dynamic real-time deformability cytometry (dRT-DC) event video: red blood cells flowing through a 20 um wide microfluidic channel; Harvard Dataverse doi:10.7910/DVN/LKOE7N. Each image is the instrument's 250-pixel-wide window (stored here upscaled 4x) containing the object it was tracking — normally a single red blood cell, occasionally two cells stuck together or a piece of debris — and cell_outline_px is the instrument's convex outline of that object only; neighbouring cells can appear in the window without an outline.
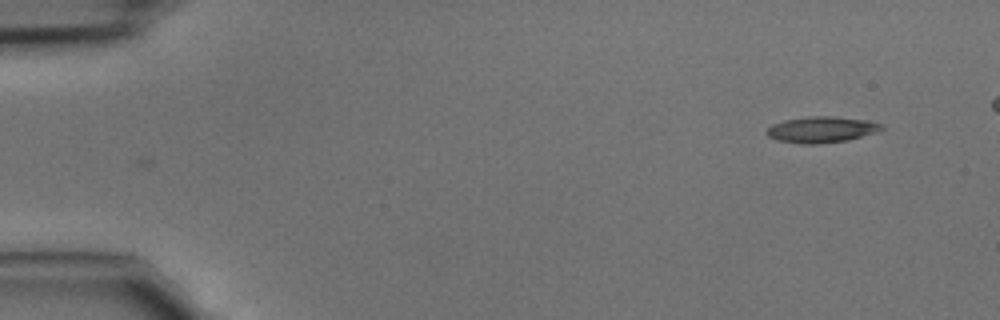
{"species": "common noctule bat (a hibernating species)", "species_latin": "Nyctalus noctula", "temperature_condition": "cold", "stored_images_in_passage": 40, "camera_frame_rate_fps": 3000, "um_per_image_px": 0.085, "animal": {"sex": "male", "body_mass_g": 15.6}, "frame": {"image": 1, "passage_image": 1, "time_ms": 0.0, "image_size_px": [1000, 320], "cell_outline_px": [[884, 128], [876, 132], [848, 140], [820, 144], [804, 144], [776, 140], [768, 136], [764, 132], [772, 124], [784, 120], [808, 116], [832, 116], [864, 120], [880, 124]], "centroid_in_image_um": [69.77, 11.02], "position_along_channel_um": 15.2, "area_um2": 17.4}}
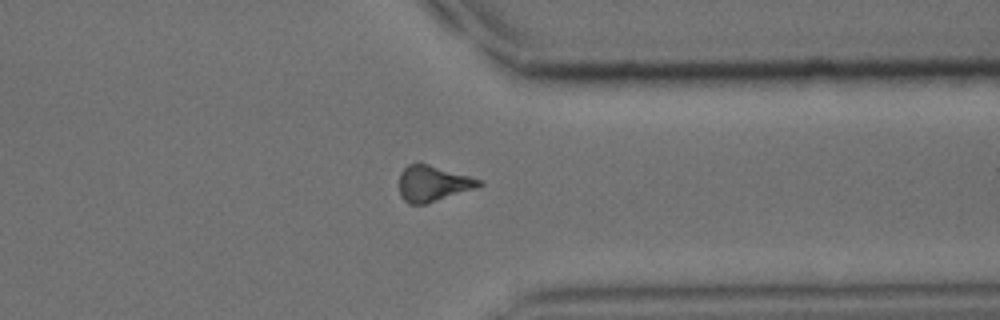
{"frame": {"image": 2, "passage_image": 33, "time_ms": 10.667, "image_size_px": [1000, 320], "cell_outline_px": [[484, 184], [476, 188], [424, 204], [408, 204], [400, 196], [400, 172], [408, 164], [416, 160], [420, 160], [480, 180]], "centroid_in_image_um": [36.75, 15.55], "position_along_channel_um": 374.6, "area_um2": 16.88}}
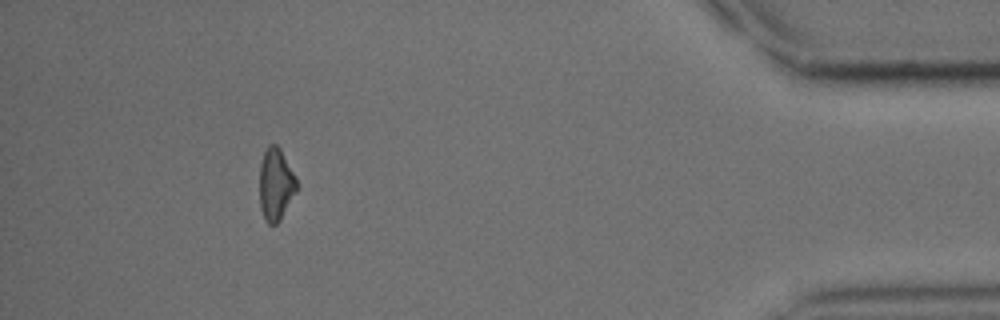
{"frame": {"image": 3, "passage_image": 39, "time_ms": 12.667, "image_size_px": [1000, 320], "cell_outline_px": [[300, 188], [280, 220], [276, 224], [268, 224], [264, 220], [260, 208], [260, 164], [264, 152], [268, 144], [276, 144], [280, 148], [296, 176]], "centroid_in_image_um": [23.47, 15.68], "position_along_channel_um": 411.7, "area_um2": 16.07}}